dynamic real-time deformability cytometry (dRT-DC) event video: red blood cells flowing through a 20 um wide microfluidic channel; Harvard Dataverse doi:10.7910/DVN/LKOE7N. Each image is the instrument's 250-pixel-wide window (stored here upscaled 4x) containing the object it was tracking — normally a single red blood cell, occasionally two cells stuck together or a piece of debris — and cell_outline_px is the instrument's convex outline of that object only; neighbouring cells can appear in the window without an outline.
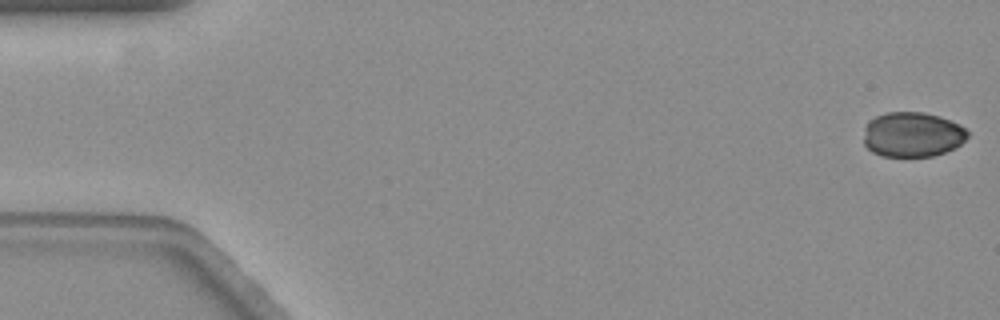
{"species": "common noctule bat (a hibernating species)", "species_latin": "Nyctalus noctula", "temperature_condition": "warm", "stored_images_in_passage": 58, "camera_frame_rate_fps": 3000, "um_per_image_px": 0.085, "animal": {"sex": "female", "body_mass_g": 19.3, "forearm_length_mm": 54.1}, "frame": {"image": 1, "passage_image": 1, "time_ms": 0.0, "image_size_px": [1000, 320], "cell_outline_px": [[968, 136], [960, 144], [944, 152], [932, 156], [880, 156], [872, 152], [864, 144], [864, 128], [868, 120], [876, 116], [888, 112], [924, 112], [940, 116], [960, 124], [968, 132]], "centroid_in_image_um": [77.53, 11.42], "position_along_channel_um": 7.5, "area_um2": 27.28}}
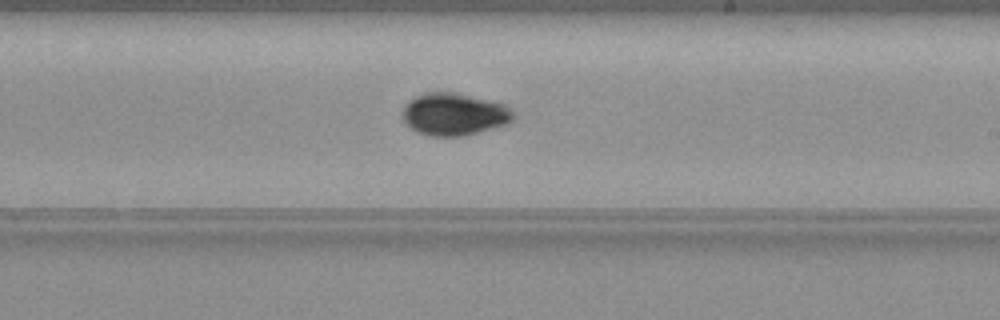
{"frame": {"image": 2, "passage_image": 34, "time_ms": 11.0, "image_size_px": [1000, 320], "cell_outline_px": [[512, 120], [504, 124], [464, 136], [432, 136], [416, 132], [404, 120], [404, 108], [416, 96], [424, 92], [456, 92], [504, 104], [512, 112]], "centroid_in_image_um": [38.59, 9.7], "position_along_channel_um": 250.4, "area_um2": 26.7}}
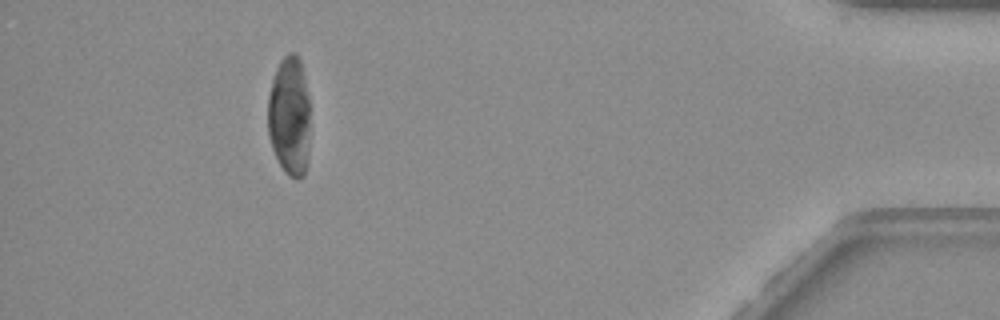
{"frame": {"image": 3, "passage_image": 53, "time_ms": 17.333, "image_size_px": [1000, 320], "cell_outline_px": [[308, 160], [304, 176], [296, 180], [288, 176], [280, 164], [272, 148], [268, 136], [268, 96], [272, 80], [276, 68], [280, 60], [288, 52], [296, 52], [300, 60], [308, 96]], "centroid_in_image_um": [24.59, 9.88], "position_along_channel_um": 410.6, "area_um2": 29.48}, "authors_computed_cell_mechanics": {"area_um2": 28.4376, "velocity_mm_per_s": 3.5255, "shape_relaxation_time_tau1_ms": null, "shape_relaxation_time_tau2_ms": 1.6209, "deformation_change_tau1": null, "deformation_change_tau2": 0.0258}}